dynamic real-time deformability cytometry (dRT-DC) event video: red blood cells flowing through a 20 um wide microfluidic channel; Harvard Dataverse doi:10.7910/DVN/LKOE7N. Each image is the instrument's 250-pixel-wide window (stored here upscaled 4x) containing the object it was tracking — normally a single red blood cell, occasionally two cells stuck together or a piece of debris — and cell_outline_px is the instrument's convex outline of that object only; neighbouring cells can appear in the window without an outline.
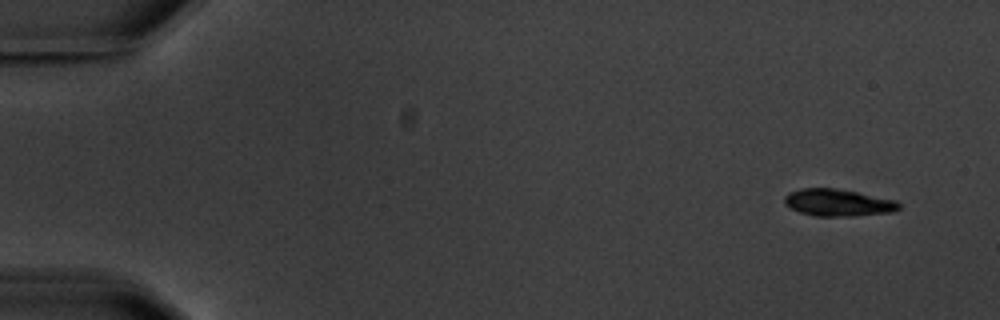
{"species": "common noctule bat (a hibernating species)", "species_latin": "Nyctalus noctula", "temperature_condition": "warm", "stored_images_in_passage": 5, "camera_frame_rate_fps": 3000, "um_per_image_px": 0.085, "animal": {"sex": "male", "body_mass_g": 20.1, "forearm_length_mm": 53.5}, "frame": {"image": 1, "passage_image": 1, "time_ms": 0.0, "image_size_px": [1000, 320], "cell_outline_px": [[900, 208], [892, 212], [852, 216], [816, 216], [800, 212], [784, 204], [784, 196], [788, 192], [800, 188], [832, 188], [856, 192], [896, 200], [900, 204]], "centroid_in_image_um": [71.21, 17.22], "position_along_channel_um": 13.8, "area_um2": 17.98}}
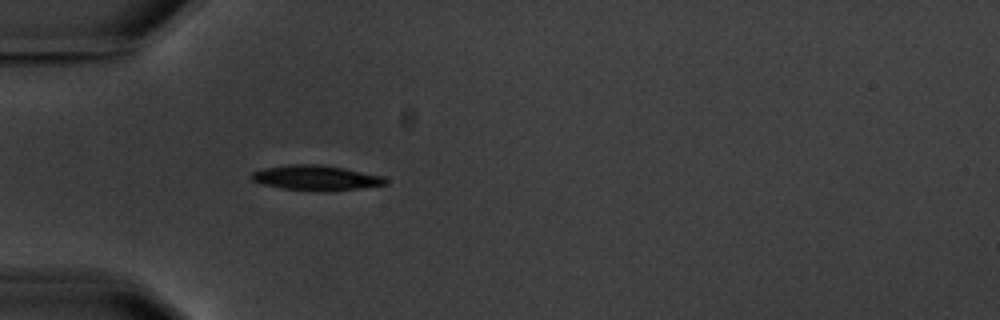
{"frame": {"image": 2, "passage_image": 5, "time_ms": 4.667, "image_size_px": [1000, 320], "cell_outline_px": [[388, 184], [328, 192], [316, 192], [280, 188], [260, 184], [252, 180], [248, 176], [252, 172], [264, 168], [288, 164], [320, 164], [344, 168], [384, 176], [388, 180]], "centroid_in_image_um": [26.83, 15.12], "position_along_channel_um": 58.2, "area_um2": 20.0}}